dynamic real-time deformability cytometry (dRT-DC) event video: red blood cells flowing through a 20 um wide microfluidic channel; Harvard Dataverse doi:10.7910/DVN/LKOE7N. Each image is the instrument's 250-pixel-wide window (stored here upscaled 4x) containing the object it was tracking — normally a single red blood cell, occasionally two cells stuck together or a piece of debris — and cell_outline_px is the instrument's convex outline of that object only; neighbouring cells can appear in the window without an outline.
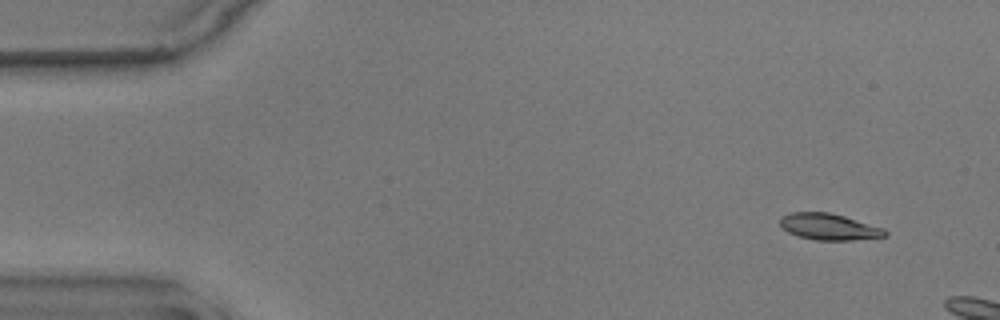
{"species": "common noctule bat (a hibernating species)", "species_latin": "Nyctalus noctula", "temperature_condition": "warm", "stored_images_in_passage": 9, "camera_frame_rate_fps": 3000, "um_per_image_px": 0.085, "animal": {"sex": "male", "body_mass_g": 17.9}, "frame": {"image": 1, "passage_image": 1, "time_ms": 0.0, "image_size_px": [1000, 320], "cell_outline_px": [[888, 236], [852, 240], [816, 240], [800, 236], [788, 232], [780, 224], [780, 216], [792, 212], [828, 212], [844, 216], [884, 228], [888, 232]], "centroid_in_image_um": [70.48, 19.27], "position_along_channel_um": 14.5, "area_um2": 16.07}}